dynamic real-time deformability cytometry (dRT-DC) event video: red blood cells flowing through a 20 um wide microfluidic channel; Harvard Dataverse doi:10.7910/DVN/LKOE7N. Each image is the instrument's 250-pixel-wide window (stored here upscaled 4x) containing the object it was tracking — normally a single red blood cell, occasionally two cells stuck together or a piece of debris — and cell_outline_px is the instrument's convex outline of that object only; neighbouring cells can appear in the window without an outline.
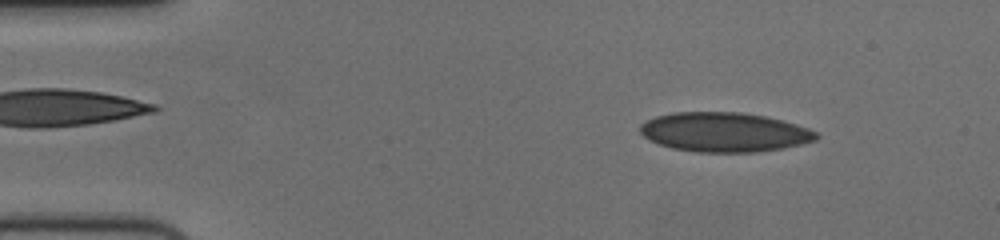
{"species": "human", "species_latin": "Homo sapiens", "temperature_condition": "cold", "stored_images_in_passage": 54, "camera_frame_rate_fps": 3000, "um_per_image_px": 0.085, "donor": {"sex": "female"}, "frame": {"image": 1, "passage_image": 6, "time_ms": 1.667, "image_size_px": [1000, 240], "cell_outline_px": [[816, 140], [780, 148], [752, 152], [700, 152], [676, 148], [660, 144], [644, 136], [640, 132], [640, 124], [656, 116], [672, 112], [740, 112], [764, 116], [796, 124], [808, 128], [816, 132]], "centroid_in_image_um": [61.54, 11.22], "position_along_channel_um": 23.5, "area_um2": 39.82}}
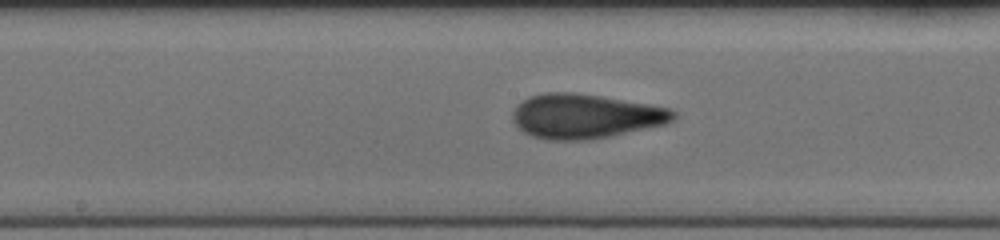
{"frame": {"image": 2, "passage_image": 27, "time_ms": 8.667, "image_size_px": [1000, 240], "cell_outline_px": [[676, 120], [664, 124], [612, 136], [588, 140], [548, 140], [532, 136], [524, 132], [512, 120], [512, 112], [528, 96], [544, 92], [572, 92], [600, 96], [648, 104], [668, 108], [676, 112]], "centroid_in_image_um": [49.75, 9.88], "position_along_channel_um": 198.5, "area_um2": 41.56}}
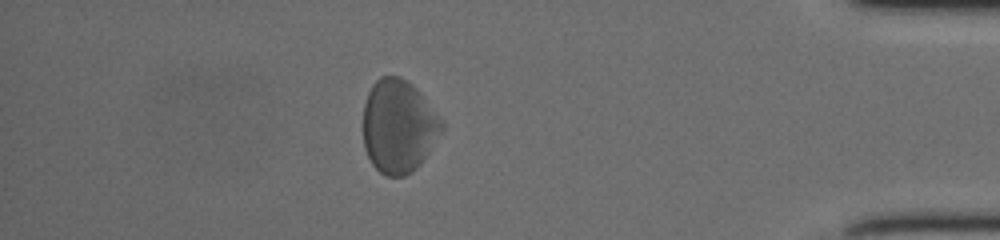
{"frame": {"image": 3, "passage_image": 47, "time_ms": 15.333, "image_size_px": [1000, 240], "cell_outline_px": [[444, 128], [420, 164], [412, 172], [404, 176], [384, 176], [372, 164], [364, 148], [364, 104], [368, 92], [372, 84], [380, 76], [400, 76], [412, 84], [420, 92], [444, 124]], "centroid_in_image_um": [33.86, 10.73], "position_along_channel_um": 401.3, "area_um2": 42.54}, "authors_computed_cell_mechanics": {"area_um2": 40.0554, "velocity_mm_per_s": 3.686, "shape_relaxation_time_tau1_ms": 5.8281, "shape_relaxation_time_tau2_ms": 1.5738, "deformation_change_tau1": 0.1109, "deformation_change_tau2": 0.0783}}